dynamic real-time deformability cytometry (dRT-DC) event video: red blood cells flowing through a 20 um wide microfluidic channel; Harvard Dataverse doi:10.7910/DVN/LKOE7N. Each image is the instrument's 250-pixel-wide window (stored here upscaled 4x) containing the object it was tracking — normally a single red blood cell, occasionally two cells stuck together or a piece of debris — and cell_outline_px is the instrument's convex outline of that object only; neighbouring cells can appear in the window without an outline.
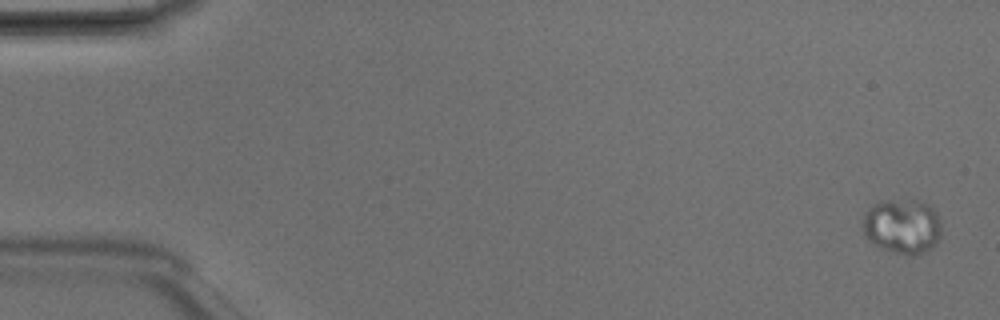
{"species": "Egyptian fruit bat (a non-hibernating species)", "species_latin": "Rousettus aegyptiacus", "temperature_condition": "room temperature", "stored_images_in_passage": 6, "camera_frame_rate_fps": 3000, "um_per_image_px": 0.085, "animal": {"sex": "male"}, "frame": {"image": 1, "passage_image": 1, "time_ms": 0.0, "image_size_px": [1000, 320], "cell_outline_px": [[940, 236], [936, 244], [924, 252], [916, 256], [908, 256], [884, 248], [868, 240], [864, 236], [864, 216], [868, 208], [872, 204], [880, 200], [920, 200], [928, 204], [936, 212], [940, 224]], "centroid_in_image_um": [76.7, 19.22], "position_along_channel_um": 8.3, "area_um2": 25.14}}